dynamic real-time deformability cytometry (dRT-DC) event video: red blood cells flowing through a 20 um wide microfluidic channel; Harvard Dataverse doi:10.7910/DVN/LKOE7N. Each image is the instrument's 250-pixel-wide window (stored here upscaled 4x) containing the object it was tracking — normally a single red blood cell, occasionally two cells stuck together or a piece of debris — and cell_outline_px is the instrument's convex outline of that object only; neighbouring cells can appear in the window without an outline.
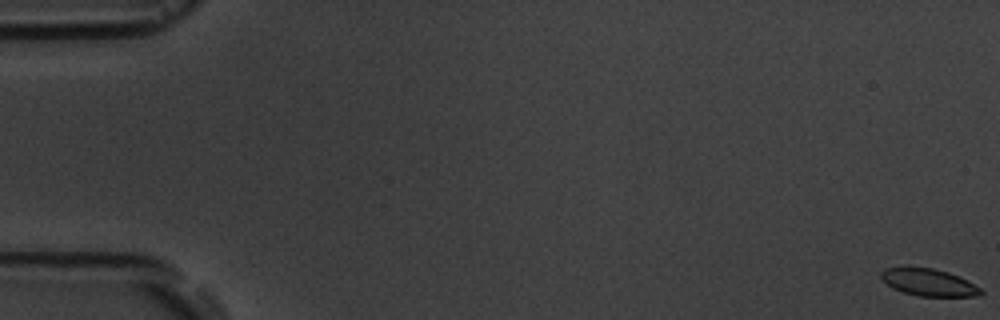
{"species": "common noctule bat (a hibernating species)", "species_latin": "Nyctalus noctula", "temperature_condition": "room temperature", "stored_images_in_passage": 5, "camera_frame_rate_fps": 3000, "um_per_image_px": 0.085, "animal": {"sex": "male", "body_mass_g": 19.5, "forearm_length_mm": 54.6}, "frame": {"image": 1, "passage_image": 1, "time_ms": 0.0, "image_size_px": [1000, 320], "cell_outline_px": [[984, 292], [980, 296], [920, 296], [904, 292], [892, 288], [880, 280], [880, 272], [884, 268], [932, 268], [948, 272], [980, 288]], "centroid_in_image_um": [78.88, 24.01], "position_along_channel_um": 6.1, "area_um2": 15.49}}
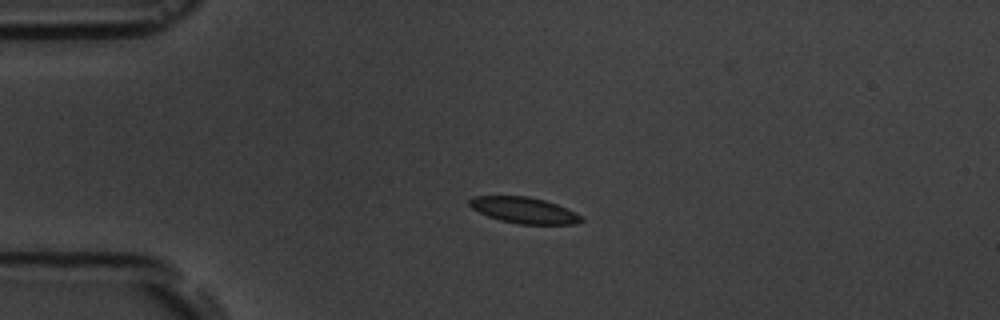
{"frame": {"image": 2, "passage_image": 5, "time_ms": 4.667, "image_size_px": [1000, 320], "cell_outline_px": [[584, 220], [576, 224], [516, 224], [500, 220], [488, 216], [472, 208], [468, 204], [468, 200], [472, 196], [528, 196], [544, 200], [556, 204], [584, 216]], "centroid_in_image_um": [44.54, 17.87], "position_along_channel_um": 40.5, "area_um2": 17.05}}